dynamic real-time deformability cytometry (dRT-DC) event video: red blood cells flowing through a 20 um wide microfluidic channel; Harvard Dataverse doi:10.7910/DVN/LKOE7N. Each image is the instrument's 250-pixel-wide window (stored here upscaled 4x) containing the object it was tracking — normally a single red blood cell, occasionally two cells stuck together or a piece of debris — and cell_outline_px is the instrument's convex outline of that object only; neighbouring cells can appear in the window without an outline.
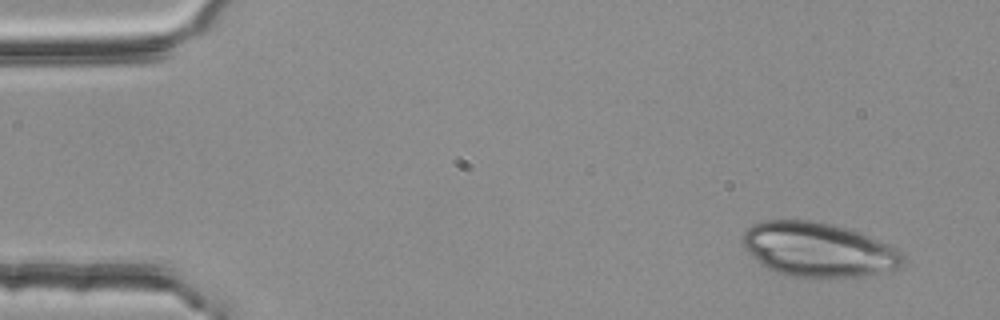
{"species": "common noctule bat (a hibernating species)", "species_latin": "Nyctalus noctula", "temperature_condition": "room temperature", "stored_images_in_passage": 3, "camera_frame_rate_fps": 3000, "um_per_image_px": 0.085, "animal": {"sex": "female", "body_mass_g": 25.1}, "frame": {"image": 1, "passage_image": 1, "time_ms": 0.0, "image_size_px": [1000, 320], "cell_outline_px": [[904, 264], [896, 268], [872, 276], [792, 276], [776, 272], [760, 264], [744, 248], [744, 232], [752, 224], [760, 220], [812, 220], [832, 224], [860, 232], [888, 244], [896, 248], [904, 256]], "centroid_in_image_um": [69.56, 21.2], "position_along_channel_um": 15.4, "area_um2": 50.52}}